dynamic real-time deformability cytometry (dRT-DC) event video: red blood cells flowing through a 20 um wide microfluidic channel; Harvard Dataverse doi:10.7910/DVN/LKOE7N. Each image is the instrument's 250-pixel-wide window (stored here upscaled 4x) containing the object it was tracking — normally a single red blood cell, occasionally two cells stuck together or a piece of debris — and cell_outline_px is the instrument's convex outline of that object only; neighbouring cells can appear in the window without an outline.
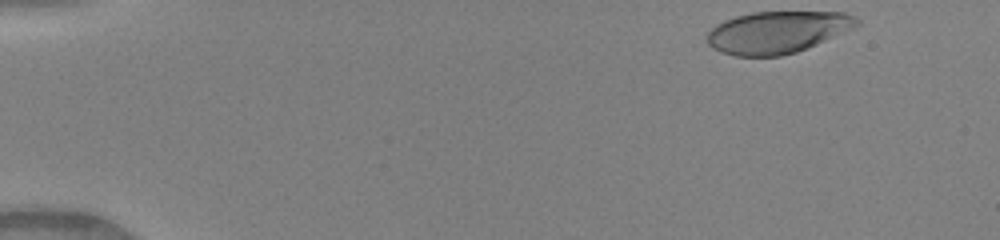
{"species": "human", "species_latin": "Homo sapiens", "temperature_condition": "warm", "stored_images_in_passage": 46, "camera_frame_rate_fps": 3000, "um_per_image_px": 0.085, "donor": {"sex": "female"}, "frame": {"image": 1, "passage_image": 1, "time_ms": 0.0, "image_size_px": [1000, 240], "cell_outline_px": [[860, 24], [852, 28], [816, 44], [796, 52], [780, 56], [736, 56], [720, 52], [712, 48], [708, 44], [708, 32], [716, 24], [724, 20], [736, 16], [752, 12], [844, 12], [856, 16], [860, 20]], "centroid_in_image_um": [66.06, 2.73], "position_along_channel_um": 18.9, "area_um2": 36.53}}
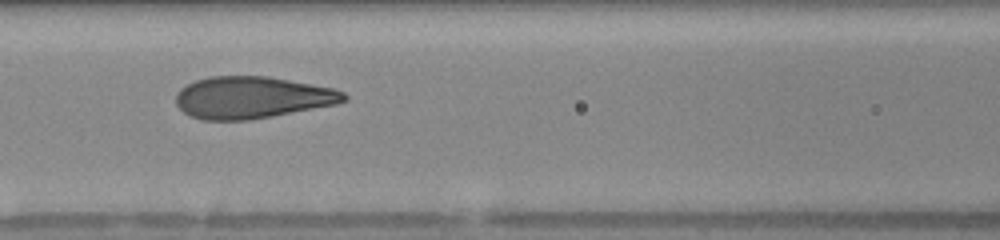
{"frame": {"image": 2, "passage_image": 19, "time_ms": 6.0, "image_size_px": [1000, 240], "cell_outline_px": [[348, 100], [336, 104], [272, 116], [248, 120], [200, 120], [184, 112], [176, 104], [176, 92], [180, 88], [196, 80], [208, 76], [268, 76], [332, 88], [344, 92], [348, 96]], "centroid_in_image_um": [21.41, 8.28], "position_along_channel_um": 145.2, "area_um2": 40.98}}
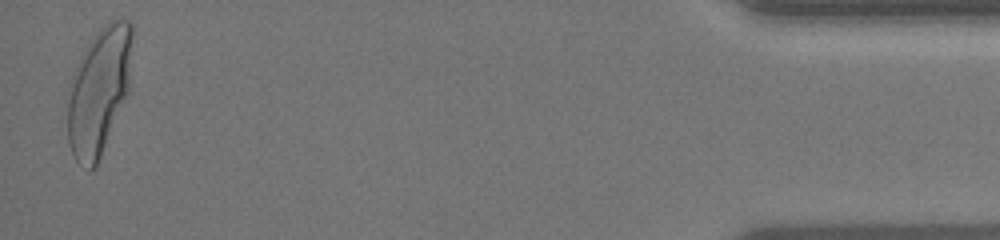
{"frame": {"image": 3, "passage_image": 45, "time_ms": 14.667, "image_size_px": [1000, 240], "cell_outline_px": [[132, 36], [128, 92], [100, 156], [96, 164], [92, 168], [76, 160], [68, 144], [68, 104], [72, 88], [80, 60], [88, 44], [100, 28], [108, 20], [128, 20], [132, 24]], "centroid_in_image_um": [8.44, 7.69], "position_along_channel_um": 426.8, "area_um2": 46.01}, "authors_computed_cell_mechanics": {"area_um2": 40.8068, "velocity_mm_per_s": 4.1104, "shape_relaxation_time_tau1_ms": 3.2627, "shape_relaxation_time_tau2_ms": null, "deformation_change_tau1": 0.2027, "deformation_change_tau2": null}}